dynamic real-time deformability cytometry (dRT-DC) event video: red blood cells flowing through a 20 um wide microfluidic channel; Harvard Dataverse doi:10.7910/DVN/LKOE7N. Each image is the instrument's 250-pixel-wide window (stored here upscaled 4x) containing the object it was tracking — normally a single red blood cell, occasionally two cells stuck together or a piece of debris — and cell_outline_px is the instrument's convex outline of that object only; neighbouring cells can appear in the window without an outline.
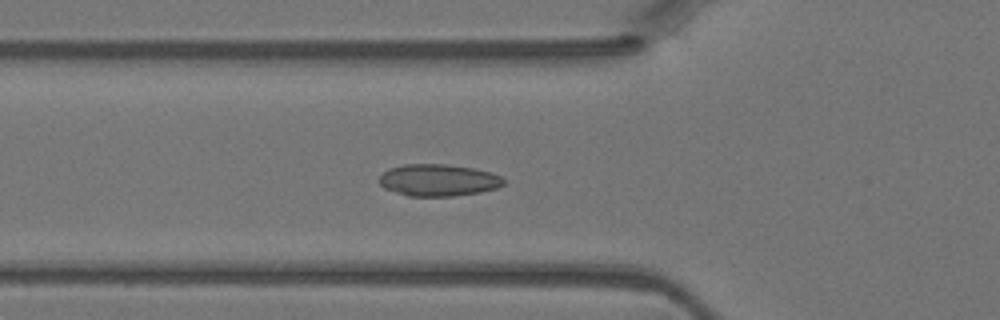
{"species": "Egyptian fruit bat (a non-hibernating species)", "species_latin": "Rousettus aegyptiacus", "temperature_condition": "warm", "stored_images_in_passage": 32, "camera_frame_rate_fps": 3000, "um_per_image_px": 0.085, "animal": {"sex": "female"}, "frame": {"image": 1, "passage_image": 2, "time_ms": 0.333, "image_size_px": [1000, 320], "cell_outline_px": [[504, 184], [496, 188], [480, 192], [452, 196], [408, 196], [384, 188], [380, 184], [380, 176], [388, 168], [404, 164], [448, 164], [476, 168], [492, 172], [500, 176], [504, 180]], "centroid_in_image_um": [37.27, 15.3], "position_along_channel_um": 88.5, "area_um2": 23.24}}
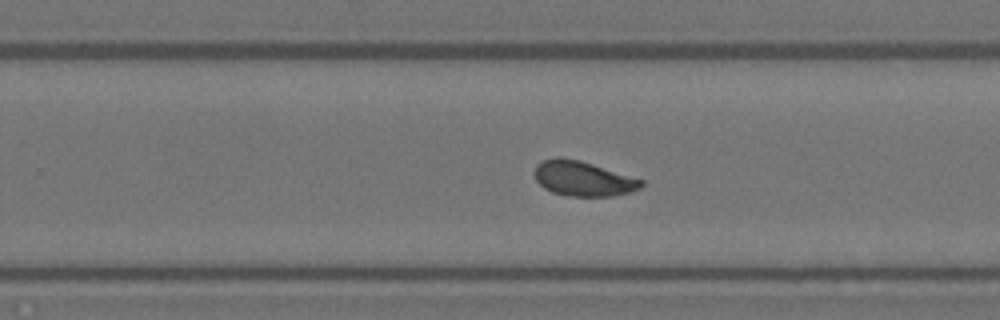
{"frame": {"image": 2, "passage_image": 15, "time_ms": 4.667, "image_size_px": [1000, 320], "cell_outline_px": [[644, 184], [640, 188], [628, 192], [612, 196], [564, 196], [552, 192], [544, 188], [536, 180], [532, 172], [536, 164], [544, 160], [580, 160], [644, 180]], "centroid_in_image_um": [49.56, 15.22], "position_along_channel_um": 280.2, "area_um2": 21.33}}
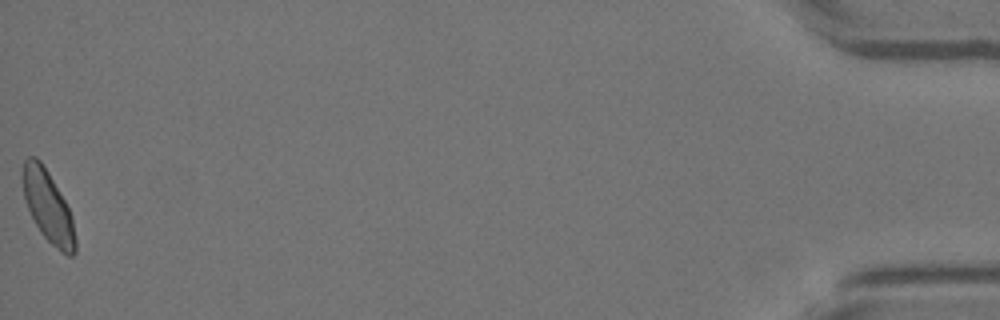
{"frame": {"image": 3, "passage_image": 32, "time_ms": 10.333, "image_size_px": [1000, 320], "cell_outline_px": [[76, 252], [72, 256], [68, 256], [60, 252], [40, 232], [28, 208], [24, 196], [20, 176], [24, 160], [28, 156], [36, 156], [40, 160], [48, 172], [64, 200], [72, 216], [76, 240]], "centroid_in_image_um": [4.07, 17.54], "position_along_channel_um": 431.1, "area_um2": 21.96}}